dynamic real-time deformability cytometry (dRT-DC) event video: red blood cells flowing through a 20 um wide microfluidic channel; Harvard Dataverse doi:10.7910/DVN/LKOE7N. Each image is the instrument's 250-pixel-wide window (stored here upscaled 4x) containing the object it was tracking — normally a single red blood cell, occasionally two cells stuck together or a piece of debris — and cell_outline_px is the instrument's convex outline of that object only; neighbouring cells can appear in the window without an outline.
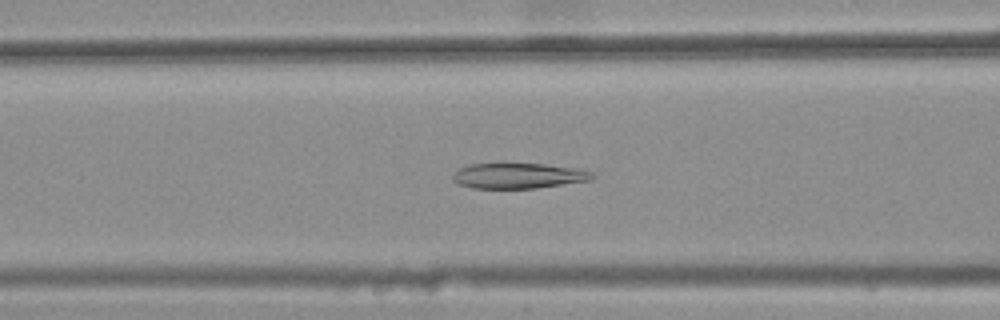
{"species": "common noctule bat (a hibernating species)", "species_latin": "Nyctalus noctula", "temperature_condition": "warm", "stored_images_in_passage": 38, "camera_frame_rate_fps": 3000, "um_per_image_px": 0.085, "animal": {"sex": "female", "body_mass_g": 25.1}, "frame": {"image": 1, "passage_image": 15, "time_ms": 4.667, "image_size_px": [1000, 320], "cell_outline_px": [[596, 176], [592, 180], [536, 188], [472, 188], [460, 184], [452, 180], [452, 172], [468, 164], [500, 160], [508, 160], [580, 168], [592, 172]], "centroid_in_image_um": [44.02, 14.88], "position_along_channel_um": 122.6, "area_um2": 21.96}}
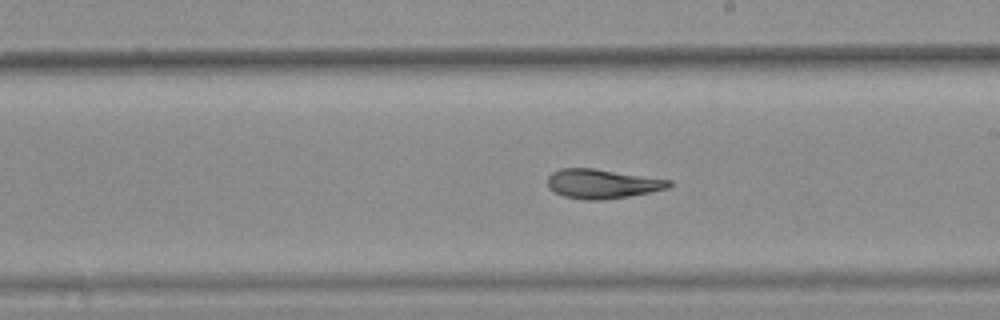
{"frame": {"image": 2, "passage_image": 24, "time_ms": 7.667, "image_size_px": [1000, 320], "cell_outline_px": [[672, 184], [668, 188], [628, 196], [604, 200], [588, 200], [564, 196], [548, 188], [548, 176], [552, 172], [560, 168], [592, 168], [672, 180]], "centroid_in_image_um": [51.17, 15.62], "position_along_channel_um": 237.8, "area_um2": 20.58}}
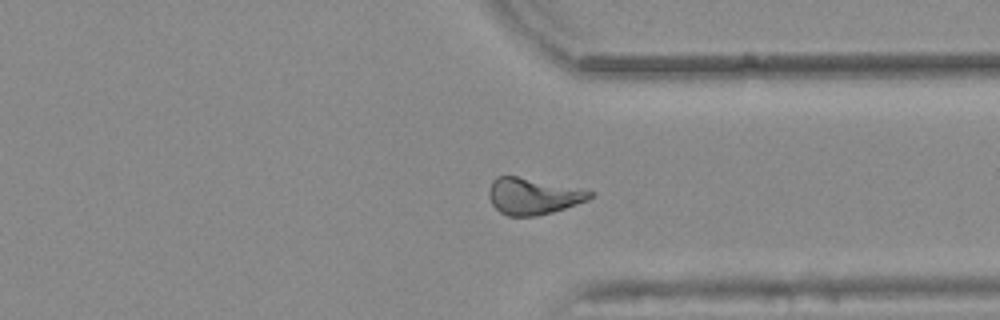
{"frame": {"image": 3, "passage_image": 34, "time_ms": 11.0, "image_size_px": [1000, 320], "cell_outline_px": [[592, 196], [588, 200], [552, 212], [536, 216], [508, 216], [500, 212], [492, 204], [488, 196], [488, 188], [492, 180], [496, 176], [516, 176], [592, 192]], "centroid_in_image_um": [45.21, 16.69], "position_along_channel_um": 366.2, "area_um2": 20.98}, "authors_computed_cell_mechanics": {"area_um2": 21.3282, "velocity_mm_per_s": 3.8528, "shape_relaxation_time_tau1_ms": null, "shape_relaxation_time_tau2_ms": 2.8277, "deformation_change_tau1": null, "deformation_change_tau2": 0.093}}